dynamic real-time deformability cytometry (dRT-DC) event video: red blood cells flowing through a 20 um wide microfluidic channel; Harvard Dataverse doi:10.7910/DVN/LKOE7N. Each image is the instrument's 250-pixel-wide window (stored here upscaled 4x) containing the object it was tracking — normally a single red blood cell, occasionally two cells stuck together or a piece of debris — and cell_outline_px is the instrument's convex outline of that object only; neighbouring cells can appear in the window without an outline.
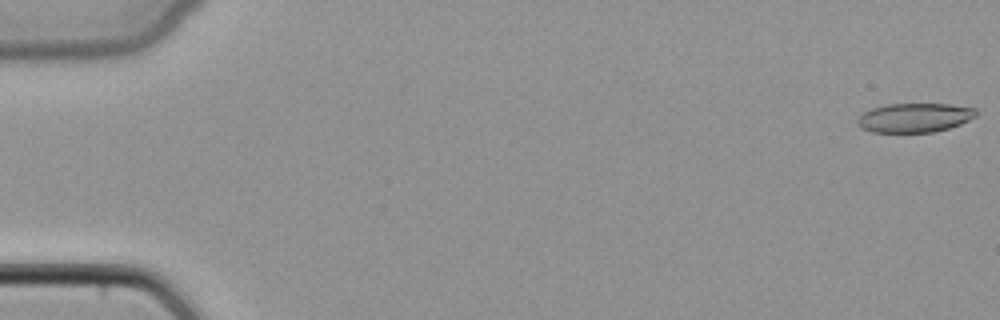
{"species": "common noctule bat (a hibernating species)", "species_latin": "Nyctalus noctula", "temperature_condition": "cold", "stored_images_in_passage": 43, "camera_frame_rate_fps": 3000, "um_per_image_px": 0.085, "animal": {"sex": "female", "body_mass_g": 22.7, "forearm_length_mm": 54.2}, "frame": {"image": 1, "passage_image": 1, "time_ms": 0.0, "image_size_px": [1000, 320], "cell_outline_px": [[976, 116], [960, 124], [948, 128], [932, 132], [872, 132], [864, 128], [860, 124], [860, 116], [864, 112], [888, 104], [948, 104], [972, 108], [976, 112]], "centroid_in_image_um": [77.78, 10.0], "position_along_channel_um": 7.2, "area_um2": 19.54}}
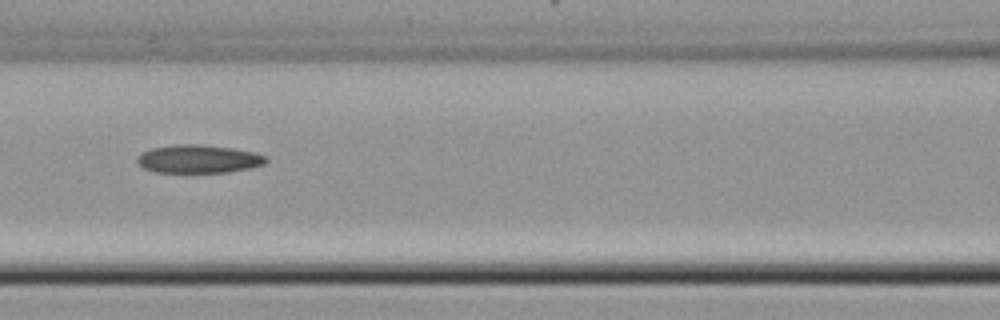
{"frame": {"image": 2, "passage_image": 22, "time_ms": 7.0, "image_size_px": [1000, 320], "cell_outline_px": [[268, 160], [264, 164], [248, 168], [228, 172], [156, 172], [144, 168], [136, 160], [136, 156], [140, 152], [152, 148], [180, 144], [192, 144], [232, 148], [252, 152], [268, 156]], "centroid_in_image_um": [16.85, 13.51], "position_along_channel_um": 149.7, "area_um2": 20.98}}
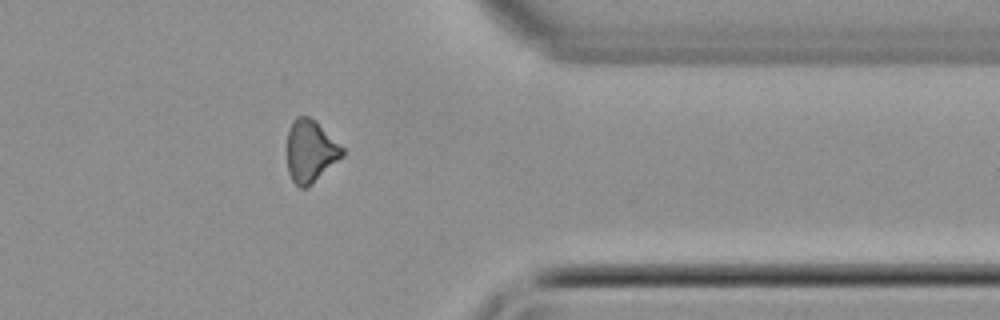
{"frame": {"image": 3, "passage_image": 39, "time_ms": 12.667, "image_size_px": [1000, 320], "cell_outline_px": [[344, 156], [304, 188], [300, 188], [292, 180], [288, 172], [288, 132], [296, 116], [308, 116], [316, 120], [344, 148]], "centroid_in_image_um": [26.4, 12.81], "position_along_channel_um": 385.0, "area_um2": 19.71}}